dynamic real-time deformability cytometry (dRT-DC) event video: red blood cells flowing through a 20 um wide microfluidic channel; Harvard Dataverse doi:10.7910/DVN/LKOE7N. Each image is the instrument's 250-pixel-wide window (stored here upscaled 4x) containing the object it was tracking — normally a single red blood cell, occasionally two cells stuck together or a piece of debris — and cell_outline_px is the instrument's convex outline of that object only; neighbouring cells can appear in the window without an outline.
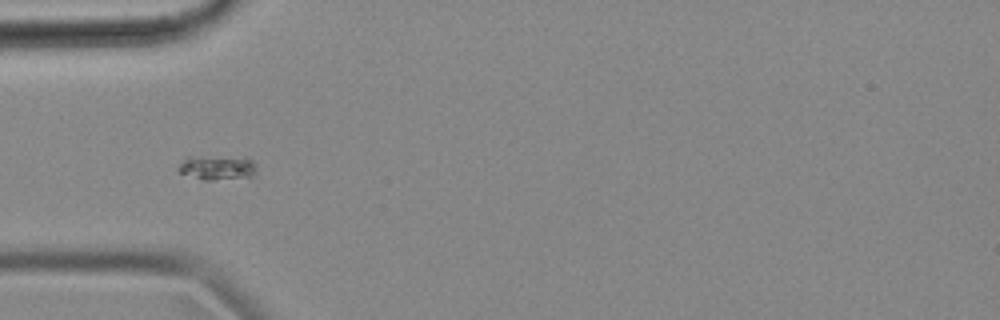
{"species": "common noctule bat (a hibernating species)", "species_latin": "Nyctalus noctula", "temperature_condition": "cold", "stored_images_in_passage": 40, "segment_of_instrument_passage": [1, 2], "camera_frame_rate_fps": 3000, "um_per_image_px": 0.085, "animal": {"sex": "female", "body_mass_g": 18.4}, "frame": {"image": 1, "passage_image": 1, "time_ms": 0.0, "image_size_px": [1000, 320], "cell_outline_px": [[256, 172], [252, 176], [212, 180], [204, 180], [180, 172], [176, 168], [184, 156], [248, 156], [256, 164]], "centroid_in_image_um": [18.47, 14.2], "position_along_channel_um": 66.5, "area_um2": 11.56}}